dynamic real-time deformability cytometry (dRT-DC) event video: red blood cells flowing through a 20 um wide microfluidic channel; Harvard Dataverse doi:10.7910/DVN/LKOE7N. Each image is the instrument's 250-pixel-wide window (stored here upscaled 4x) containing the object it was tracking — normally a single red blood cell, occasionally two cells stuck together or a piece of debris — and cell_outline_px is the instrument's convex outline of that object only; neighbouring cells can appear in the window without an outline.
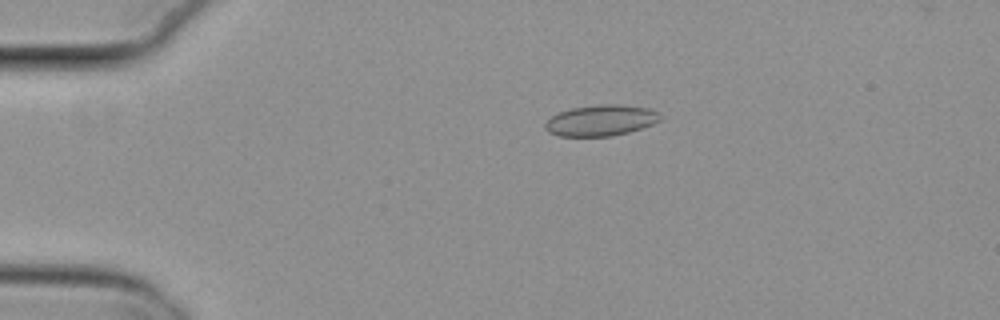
{"species": "common noctule bat (a hibernating species)", "species_latin": "Nyctalus noctula", "temperature_condition": "cold", "stored_images_in_passage": 49, "camera_frame_rate_fps": 3000, "um_per_image_px": 0.085, "animal": {"sex": "female", "body_mass_g": 29.2, "forearm_length_mm": 56.3}, "frame": {"image": 1, "passage_image": 6, "time_ms": 1.667, "image_size_px": [1000, 320], "cell_outline_px": [[660, 120], [652, 124], [628, 132], [612, 136], [560, 136], [548, 132], [544, 128], [544, 124], [556, 112], [572, 108], [596, 104], [616, 104], [648, 108], [656, 112], [660, 116]], "centroid_in_image_um": [51.02, 10.23], "position_along_channel_um": 34.0, "area_um2": 20.69}}
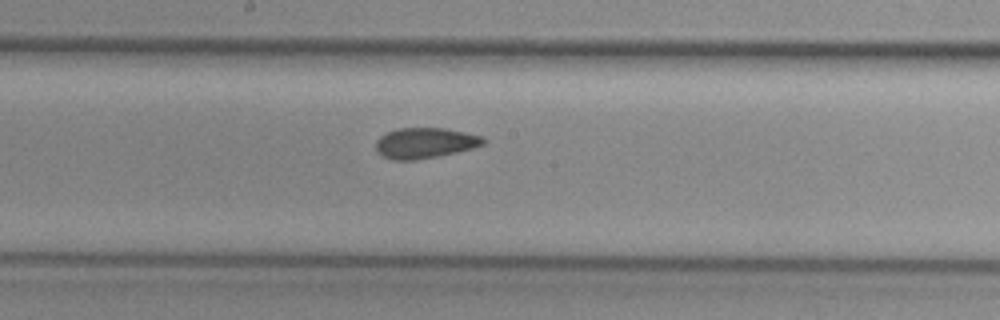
{"frame": {"image": 2, "passage_image": 24, "time_ms": 7.667, "image_size_px": [1000, 320], "cell_outline_px": [[488, 140], [484, 144], [472, 148], [456, 152], [416, 160], [392, 160], [384, 156], [376, 148], [376, 140], [380, 136], [396, 128], [444, 128], [484, 136]], "centroid_in_image_um": [36.15, 12.14], "position_along_channel_um": 212.0, "area_um2": 19.07}}
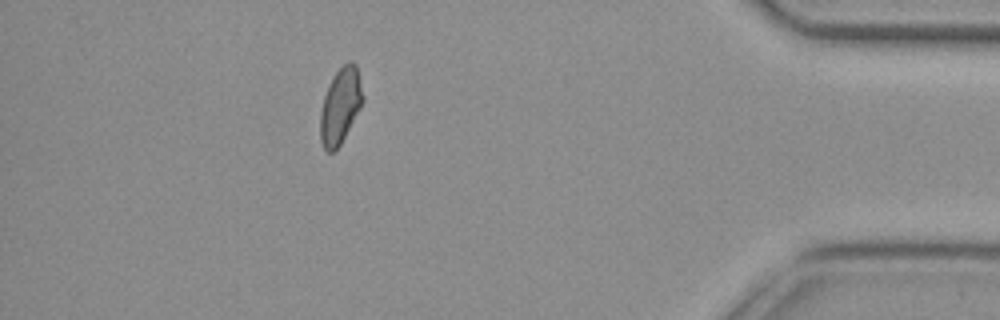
{"frame": {"image": 3, "passage_image": 43, "time_ms": 14.0, "image_size_px": [1000, 320], "cell_outline_px": [[364, 100], [360, 108], [340, 144], [332, 152], [328, 152], [324, 148], [320, 140], [320, 112], [324, 96], [336, 72], [344, 64], [352, 60], [356, 64], [364, 96]], "centroid_in_image_um": [28.94, 8.99], "position_along_channel_um": 406.3, "area_um2": 18.44}, "authors_computed_cell_mechanics": {"area_um2": 19.2474, "velocity_mm_per_s": 3.8099, "shape_relaxation_time_tau1_ms": null, "shape_relaxation_time_tau2_ms": 2.3356, "deformation_change_tau1": null, "deformation_change_tau2": 0.0695}}